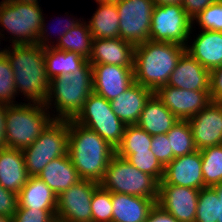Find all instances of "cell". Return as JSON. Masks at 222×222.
Instances as JSON below:
<instances>
[{"label": "cell", "mask_w": 222, "mask_h": 222, "mask_svg": "<svg viewBox=\"0 0 222 222\" xmlns=\"http://www.w3.org/2000/svg\"><path fill=\"white\" fill-rule=\"evenodd\" d=\"M10 46L1 52L13 70L16 92L23 93L27 102L44 104L50 84L44 60L45 48L37 44Z\"/></svg>", "instance_id": "cell-1"}, {"label": "cell", "mask_w": 222, "mask_h": 222, "mask_svg": "<svg viewBox=\"0 0 222 222\" xmlns=\"http://www.w3.org/2000/svg\"><path fill=\"white\" fill-rule=\"evenodd\" d=\"M68 127V155L72 164L81 179L99 183L116 149L73 119L68 120Z\"/></svg>", "instance_id": "cell-2"}, {"label": "cell", "mask_w": 222, "mask_h": 222, "mask_svg": "<svg viewBox=\"0 0 222 222\" xmlns=\"http://www.w3.org/2000/svg\"><path fill=\"white\" fill-rule=\"evenodd\" d=\"M186 52L182 45L146 41L135 46L134 82L155 92L165 86L179 59Z\"/></svg>", "instance_id": "cell-3"}, {"label": "cell", "mask_w": 222, "mask_h": 222, "mask_svg": "<svg viewBox=\"0 0 222 222\" xmlns=\"http://www.w3.org/2000/svg\"><path fill=\"white\" fill-rule=\"evenodd\" d=\"M93 82V68L87 60L77 71L50 80L44 105L56 109L52 111L56 114L51 113L54 119H74L93 92Z\"/></svg>", "instance_id": "cell-4"}, {"label": "cell", "mask_w": 222, "mask_h": 222, "mask_svg": "<svg viewBox=\"0 0 222 222\" xmlns=\"http://www.w3.org/2000/svg\"><path fill=\"white\" fill-rule=\"evenodd\" d=\"M41 103L6 105L5 142L8 148L23 151L30 146L54 120Z\"/></svg>", "instance_id": "cell-5"}, {"label": "cell", "mask_w": 222, "mask_h": 222, "mask_svg": "<svg viewBox=\"0 0 222 222\" xmlns=\"http://www.w3.org/2000/svg\"><path fill=\"white\" fill-rule=\"evenodd\" d=\"M99 185L112 193L158 198L159 182L117 154L111 158Z\"/></svg>", "instance_id": "cell-6"}, {"label": "cell", "mask_w": 222, "mask_h": 222, "mask_svg": "<svg viewBox=\"0 0 222 222\" xmlns=\"http://www.w3.org/2000/svg\"><path fill=\"white\" fill-rule=\"evenodd\" d=\"M68 120L54 119L22 152L29 176H37L51 160L68 154Z\"/></svg>", "instance_id": "cell-7"}, {"label": "cell", "mask_w": 222, "mask_h": 222, "mask_svg": "<svg viewBox=\"0 0 222 222\" xmlns=\"http://www.w3.org/2000/svg\"><path fill=\"white\" fill-rule=\"evenodd\" d=\"M73 120L95 131L115 149L122 143L126 125L114 114L110 101L103 96L92 92Z\"/></svg>", "instance_id": "cell-8"}, {"label": "cell", "mask_w": 222, "mask_h": 222, "mask_svg": "<svg viewBox=\"0 0 222 222\" xmlns=\"http://www.w3.org/2000/svg\"><path fill=\"white\" fill-rule=\"evenodd\" d=\"M42 11L39 3L0 5V26L10 33L11 45L37 43L44 17Z\"/></svg>", "instance_id": "cell-9"}, {"label": "cell", "mask_w": 222, "mask_h": 222, "mask_svg": "<svg viewBox=\"0 0 222 222\" xmlns=\"http://www.w3.org/2000/svg\"><path fill=\"white\" fill-rule=\"evenodd\" d=\"M192 31V19L182 5H155L151 19L150 41L170 42L186 47Z\"/></svg>", "instance_id": "cell-10"}, {"label": "cell", "mask_w": 222, "mask_h": 222, "mask_svg": "<svg viewBox=\"0 0 222 222\" xmlns=\"http://www.w3.org/2000/svg\"><path fill=\"white\" fill-rule=\"evenodd\" d=\"M120 38L134 46L150 40L152 0H122L116 4Z\"/></svg>", "instance_id": "cell-11"}, {"label": "cell", "mask_w": 222, "mask_h": 222, "mask_svg": "<svg viewBox=\"0 0 222 222\" xmlns=\"http://www.w3.org/2000/svg\"><path fill=\"white\" fill-rule=\"evenodd\" d=\"M99 186L92 180H80L57 196L56 219L63 222H92L91 199Z\"/></svg>", "instance_id": "cell-12"}, {"label": "cell", "mask_w": 222, "mask_h": 222, "mask_svg": "<svg viewBox=\"0 0 222 222\" xmlns=\"http://www.w3.org/2000/svg\"><path fill=\"white\" fill-rule=\"evenodd\" d=\"M154 93L178 120L190 119L212 101L210 91L184 90L167 84Z\"/></svg>", "instance_id": "cell-13"}, {"label": "cell", "mask_w": 222, "mask_h": 222, "mask_svg": "<svg viewBox=\"0 0 222 222\" xmlns=\"http://www.w3.org/2000/svg\"><path fill=\"white\" fill-rule=\"evenodd\" d=\"M197 150L222 144V103L211 101L188 119Z\"/></svg>", "instance_id": "cell-14"}, {"label": "cell", "mask_w": 222, "mask_h": 222, "mask_svg": "<svg viewBox=\"0 0 222 222\" xmlns=\"http://www.w3.org/2000/svg\"><path fill=\"white\" fill-rule=\"evenodd\" d=\"M199 191L183 186L159 185L156 204L170 213L178 222H194Z\"/></svg>", "instance_id": "cell-15"}, {"label": "cell", "mask_w": 222, "mask_h": 222, "mask_svg": "<svg viewBox=\"0 0 222 222\" xmlns=\"http://www.w3.org/2000/svg\"><path fill=\"white\" fill-rule=\"evenodd\" d=\"M159 185L183 186L198 190L204 188L200 151L175 157L164 167V175Z\"/></svg>", "instance_id": "cell-16"}, {"label": "cell", "mask_w": 222, "mask_h": 222, "mask_svg": "<svg viewBox=\"0 0 222 222\" xmlns=\"http://www.w3.org/2000/svg\"><path fill=\"white\" fill-rule=\"evenodd\" d=\"M93 92L111 101L134 83L133 67L111 64H91Z\"/></svg>", "instance_id": "cell-17"}, {"label": "cell", "mask_w": 222, "mask_h": 222, "mask_svg": "<svg viewBox=\"0 0 222 222\" xmlns=\"http://www.w3.org/2000/svg\"><path fill=\"white\" fill-rule=\"evenodd\" d=\"M135 46L119 38L93 39L90 64H111L134 67Z\"/></svg>", "instance_id": "cell-18"}, {"label": "cell", "mask_w": 222, "mask_h": 222, "mask_svg": "<svg viewBox=\"0 0 222 222\" xmlns=\"http://www.w3.org/2000/svg\"><path fill=\"white\" fill-rule=\"evenodd\" d=\"M167 85L184 90L210 91V71L185 52Z\"/></svg>", "instance_id": "cell-19"}, {"label": "cell", "mask_w": 222, "mask_h": 222, "mask_svg": "<svg viewBox=\"0 0 222 222\" xmlns=\"http://www.w3.org/2000/svg\"><path fill=\"white\" fill-rule=\"evenodd\" d=\"M154 92L134 82L127 90L110 101L114 114L125 124H137L141 112Z\"/></svg>", "instance_id": "cell-20"}, {"label": "cell", "mask_w": 222, "mask_h": 222, "mask_svg": "<svg viewBox=\"0 0 222 222\" xmlns=\"http://www.w3.org/2000/svg\"><path fill=\"white\" fill-rule=\"evenodd\" d=\"M28 179L23 152L8 147L0 149V185L18 194Z\"/></svg>", "instance_id": "cell-21"}, {"label": "cell", "mask_w": 222, "mask_h": 222, "mask_svg": "<svg viewBox=\"0 0 222 222\" xmlns=\"http://www.w3.org/2000/svg\"><path fill=\"white\" fill-rule=\"evenodd\" d=\"M186 52L209 71L222 66V32L201 30Z\"/></svg>", "instance_id": "cell-22"}, {"label": "cell", "mask_w": 222, "mask_h": 222, "mask_svg": "<svg viewBox=\"0 0 222 222\" xmlns=\"http://www.w3.org/2000/svg\"><path fill=\"white\" fill-rule=\"evenodd\" d=\"M156 201V198L112 193V222H145Z\"/></svg>", "instance_id": "cell-23"}, {"label": "cell", "mask_w": 222, "mask_h": 222, "mask_svg": "<svg viewBox=\"0 0 222 222\" xmlns=\"http://www.w3.org/2000/svg\"><path fill=\"white\" fill-rule=\"evenodd\" d=\"M37 177L57 196L82 180L68 154L51 160Z\"/></svg>", "instance_id": "cell-24"}, {"label": "cell", "mask_w": 222, "mask_h": 222, "mask_svg": "<svg viewBox=\"0 0 222 222\" xmlns=\"http://www.w3.org/2000/svg\"><path fill=\"white\" fill-rule=\"evenodd\" d=\"M179 120L153 93L147 100L137 125L149 135L166 134Z\"/></svg>", "instance_id": "cell-25"}, {"label": "cell", "mask_w": 222, "mask_h": 222, "mask_svg": "<svg viewBox=\"0 0 222 222\" xmlns=\"http://www.w3.org/2000/svg\"><path fill=\"white\" fill-rule=\"evenodd\" d=\"M18 195V207L57 209V195L37 176H29Z\"/></svg>", "instance_id": "cell-26"}, {"label": "cell", "mask_w": 222, "mask_h": 222, "mask_svg": "<svg viewBox=\"0 0 222 222\" xmlns=\"http://www.w3.org/2000/svg\"><path fill=\"white\" fill-rule=\"evenodd\" d=\"M98 8L90 21L89 30L93 39L119 38V14L115 4H97Z\"/></svg>", "instance_id": "cell-27"}, {"label": "cell", "mask_w": 222, "mask_h": 222, "mask_svg": "<svg viewBox=\"0 0 222 222\" xmlns=\"http://www.w3.org/2000/svg\"><path fill=\"white\" fill-rule=\"evenodd\" d=\"M44 60L47 76L51 80L54 77L77 71L88 59L78 53L59 50L52 46L45 48Z\"/></svg>", "instance_id": "cell-28"}, {"label": "cell", "mask_w": 222, "mask_h": 222, "mask_svg": "<svg viewBox=\"0 0 222 222\" xmlns=\"http://www.w3.org/2000/svg\"><path fill=\"white\" fill-rule=\"evenodd\" d=\"M194 222H222V182L200 189Z\"/></svg>", "instance_id": "cell-29"}, {"label": "cell", "mask_w": 222, "mask_h": 222, "mask_svg": "<svg viewBox=\"0 0 222 222\" xmlns=\"http://www.w3.org/2000/svg\"><path fill=\"white\" fill-rule=\"evenodd\" d=\"M87 22L81 21L70 29L64 36L58 39L53 46L59 50L78 53L86 59L91 54L93 36Z\"/></svg>", "instance_id": "cell-30"}, {"label": "cell", "mask_w": 222, "mask_h": 222, "mask_svg": "<svg viewBox=\"0 0 222 222\" xmlns=\"http://www.w3.org/2000/svg\"><path fill=\"white\" fill-rule=\"evenodd\" d=\"M152 136L137 124L126 125L122 143L116 148V154L125 159L128 155L150 151Z\"/></svg>", "instance_id": "cell-31"}, {"label": "cell", "mask_w": 222, "mask_h": 222, "mask_svg": "<svg viewBox=\"0 0 222 222\" xmlns=\"http://www.w3.org/2000/svg\"><path fill=\"white\" fill-rule=\"evenodd\" d=\"M204 187L222 182V144L200 150Z\"/></svg>", "instance_id": "cell-32"}, {"label": "cell", "mask_w": 222, "mask_h": 222, "mask_svg": "<svg viewBox=\"0 0 222 222\" xmlns=\"http://www.w3.org/2000/svg\"><path fill=\"white\" fill-rule=\"evenodd\" d=\"M166 134L174 157L197 150L188 120H179Z\"/></svg>", "instance_id": "cell-33"}, {"label": "cell", "mask_w": 222, "mask_h": 222, "mask_svg": "<svg viewBox=\"0 0 222 222\" xmlns=\"http://www.w3.org/2000/svg\"><path fill=\"white\" fill-rule=\"evenodd\" d=\"M112 211V192L99 185L91 199L92 222H112Z\"/></svg>", "instance_id": "cell-34"}, {"label": "cell", "mask_w": 222, "mask_h": 222, "mask_svg": "<svg viewBox=\"0 0 222 222\" xmlns=\"http://www.w3.org/2000/svg\"><path fill=\"white\" fill-rule=\"evenodd\" d=\"M125 160L138 170L153 176L159 183L162 181L164 166L157 160L151 150L130 154Z\"/></svg>", "instance_id": "cell-35"}, {"label": "cell", "mask_w": 222, "mask_h": 222, "mask_svg": "<svg viewBox=\"0 0 222 222\" xmlns=\"http://www.w3.org/2000/svg\"><path fill=\"white\" fill-rule=\"evenodd\" d=\"M17 96L14 73L7 57L0 51V104H15Z\"/></svg>", "instance_id": "cell-36"}, {"label": "cell", "mask_w": 222, "mask_h": 222, "mask_svg": "<svg viewBox=\"0 0 222 222\" xmlns=\"http://www.w3.org/2000/svg\"><path fill=\"white\" fill-rule=\"evenodd\" d=\"M195 21L202 30L222 32V0H217L192 18V27Z\"/></svg>", "instance_id": "cell-37"}, {"label": "cell", "mask_w": 222, "mask_h": 222, "mask_svg": "<svg viewBox=\"0 0 222 222\" xmlns=\"http://www.w3.org/2000/svg\"><path fill=\"white\" fill-rule=\"evenodd\" d=\"M57 209H33L18 207L13 222H53Z\"/></svg>", "instance_id": "cell-38"}, {"label": "cell", "mask_w": 222, "mask_h": 222, "mask_svg": "<svg viewBox=\"0 0 222 222\" xmlns=\"http://www.w3.org/2000/svg\"><path fill=\"white\" fill-rule=\"evenodd\" d=\"M167 134H159L152 136L151 151L156 156L157 160L165 167L175 157L173 156L172 149H170Z\"/></svg>", "instance_id": "cell-39"}, {"label": "cell", "mask_w": 222, "mask_h": 222, "mask_svg": "<svg viewBox=\"0 0 222 222\" xmlns=\"http://www.w3.org/2000/svg\"><path fill=\"white\" fill-rule=\"evenodd\" d=\"M59 19V18H58ZM76 18H73V19H66V20H68V21H65L66 23L65 24H63V27H61L63 30L61 31H59V33H57V34H59V37H57V39L59 38H61L62 36H64L70 29H72L73 27H75L76 25H78L80 22H81V19H76ZM61 22V23H60ZM62 22H64L63 20L62 21H60V19H59V25H61L62 24ZM62 26V25H61ZM48 26H46L45 25V18L43 17V22H42V25H41V29H40V33H39V35H38V38H37V45H40V46H42L43 48H47V47H52V46H54L55 44H54V42L55 41H51V39H49V38H51V37H48L49 35V33H47L48 31V28H47ZM51 28H53V27H51ZM55 29H57L56 27H55ZM59 30V29H58ZM46 33V34H45ZM54 36V35H53ZM49 40H50V42H49ZM52 42V43H51ZM50 43V44H49Z\"/></svg>", "instance_id": "cell-40"}, {"label": "cell", "mask_w": 222, "mask_h": 222, "mask_svg": "<svg viewBox=\"0 0 222 222\" xmlns=\"http://www.w3.org/2000/svg\"><path fill=\"white\" fill-rule=\"evenodd\" d=\"M18 208V195L0 185V215L14 216Z\"/></svg>", "instance_id": "cell-41"}, {"label": "cell", "mask_w": 222, "mask_h": 222, "mask_svg": "<svg viewBox=\"0 0 222 222\" xmlns=\"http://www.w3.org/2000/svg\"><path fill=\"white\" fill-rule=\"evenodd\" d=\"M210 97L222 103V66L210 71Z\"/></svg>", "instance_id": "cell-42"}, {"label": "cell", "mask_w": 222, "mask_h": 222, "mask_svg": "<svg viewBox=\"0 0 222 222\" xmlns=\"http://www.w3.org/2000/svg\"><path fill=\"white\" fill-rule=\"evenodd\" d=\"M217 0H182V7L192 19Z\"/></svg>", "instance_id": "cell-43"}, {"label": "cell", "mask_w": 222, "mask_h": 222, "mask_svg": "<svg viewBox=\"0 0 222 222\" xmlns=\"http://www.w3.org/2000/svg\"><path fill=\"white\" fill-rule=\"evenodd\" d=\"M145 222H178V221L170 213L162 209L158 204H155Z\"/></svg>", "instance_id": "cell-44"}, {"label": "cell", "mask_w": 222, "mask_h": 222, "mask_svg": "<svg viewBox=\"0 0 222 222\" xmlns=\"http://www.w3.org/2000/svg\"><path fill=\"white\" fill-rule=\"evenodd\" d=\"M6 104H0V149L7 147L5 142Z\"/></svg>", "instance_id": "cell-45"}, {"label": "cell", "mask_w": 222, "mask_h": 222, "mask_svg": "<svg viewBox=\"0 0 222 222\" xmlns=\"http://www.w3.org/2000/svg\"><path fill=\"white\" fill-rule=\"evenodd\" d=\"M155 5H168V4H175V5H182V0H152Z\"/></svg>", "instance_id": "cell-46"}, {"label": "cell", "mask_w": 222, "mask_h": 222, "mask_svg": "<svg viewBox=\"0 0 222 222\" xmlns=\"http://www.w3.org/2000/svg\"><path fill=\"white\" fill-rule=\"evenodd\" d=\"M97 4L101 3V4H117L119 1L122 0H95Z\"/></svg>", "instance_id": "cell-47"}, {"label": "cell", "mask_w": 222, "mask_h": 222, "mask_svg": "<svg viewBox=\"0 0 222 222\" xmlns=\"http://www.w3.org/2000/svg\"><path fill=\"white\" fill-rule=\"evenodd\" d=\"M0 222H13L12 217L0 215Z\"/></svg>", "instance_id": "cell-48"}, {"label": "cell", "mask_w": 222, "mask_h": 222, "mask_svg": "<svg viewBox=\"0 0 222 222\" xmlns=\"http://www.w3.org/2000/svg\"><path fill=\"white\" fill-rule=\"evenodd\" d=\"M16 2L34 4V3H38L39 1L38 0H16Z\"/></svg>", "instance_id": "cell-49"}, {"label": "cell", "mask_w": 222, "mask_h": 222, "mask_svg": "<svg viewBox=\"0 0 222 222\" xmlns=\"http://www.w3.org/2000/svg\"><path fill=\"white\" fill-rule=\"evenodd\" d=\"M14 2H16V0H2L0 5L13 4Z\"/></svg>", "instance_id": "cell-50"}, {"label": "cell", "mask_w": 222, "mask_h": 222, "mask_svg": "<svg viewBox=\"0 0 222 222\" xmlns=\"http://www.w3.org/2000/svg\"><path fill=\"white\" fill-rule=\"evenodd\" d=\"M0 30H1V28H0ZM2 31H4V30H1V31H0V39L4 37V34L1 33ZM2 35H3V36H2ZM1 36H2V37H1ZM0 41H1V40H0ZM0 44H1V42H0ZM0 51H1V50H0Z\"/></svg>", "instance_id": "cell-51"}, {"label": "cell", "mask_w": 222, "mask_h": 222, "mask_svg": "<svg viewBox=\"0 0 222 222\" xmlns=\"http://www.w3.org/2000/svg\"><path fill=\"white\" fill-rule=\"evenodd\" d=\"M53 222H63V221H60V220H57V219H56V220H54Z\"/></svg>", "instance_id": "cell-52"}]
</instances>
